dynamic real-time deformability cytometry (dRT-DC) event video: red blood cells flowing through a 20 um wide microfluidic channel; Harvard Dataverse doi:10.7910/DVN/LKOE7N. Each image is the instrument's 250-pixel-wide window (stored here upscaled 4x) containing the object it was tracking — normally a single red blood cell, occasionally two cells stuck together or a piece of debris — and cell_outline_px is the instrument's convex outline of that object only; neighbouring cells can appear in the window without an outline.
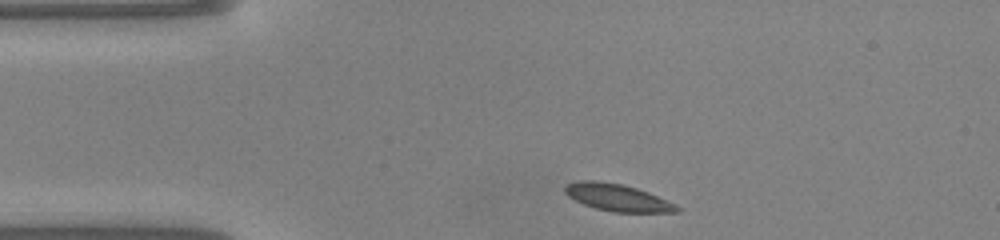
{"species": "common noctule bat (a hibernating species)", "species_latin": "Nyctalus noctula", "temperature_condition": "warm", "stored_images_in_passage": 41, "camera_frame_rate_fps": 3000, "um_per_image_px": 0.085, "animal": {"sex": "male", "body_mass_g": 20.0, "forearm_length_mm": 53.3}, "frame": {"image": 1, "passage_image": 1, "time_ms": 0.0, "image_size_px": [1000, 240], "cell_outline_px": [[680, 212], [612, 212], [596, 208], [584, 204], [568, 196], [564, 192], [564, 188], [568, 184], [580, 180], [596, 180], [624, 184], [648, 192], [676, 204], [680, 208]], "centroid_in_image_um": [52.49, 16.79], "position_along_channel_um": 32.5, "area_um2": 17.63}}
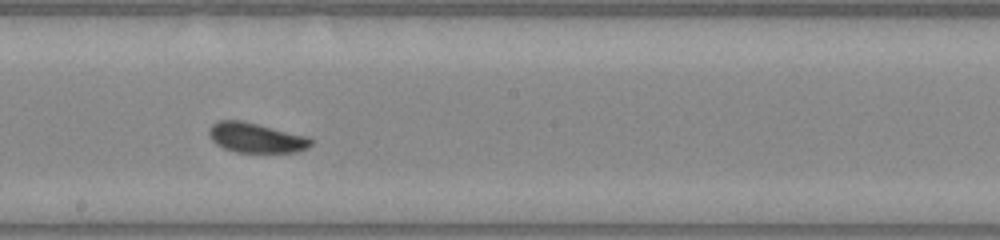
{"frame": {"image": 2, "passage_image": 18, "time_ms": 5.667, "image_size_px": [1000, 240], "cell_outline_px": [[312, 144], [308, 148], [296, 152], [236, 152], [224, 148], [216, 144], [212, 140], [208, 132], [208, 128], [216, 120], [240, 120], [308, 136], [312, 140]], "centroid_in_image_um": [21.74, 11.7], "position_along_channel_um": 226.5, "area_um2": 17.74}}
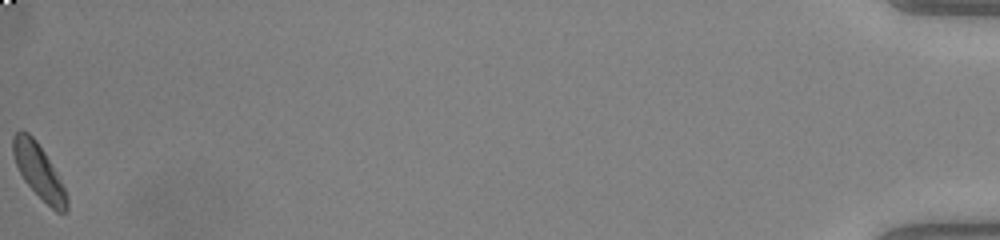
{"frame": {"image": 3, "passage_image": 41, "time_ms": 13.333, "image_size_px": [1000, 240], "cell_outline_px": [[68, 208], [64, 212], [56, 212], [24, 180], [16, 164], [12, 152], [12, 136], [20, 128], [28, 132], [36, 140], [44, 152], [60, 180], [68, 196]], "centroid_in_image_um": [3.27, 14.51], "position_along_channel_um": 431.9, "area_um2": 16.65}, "authors_computed_cell_mechanics": {"area_um2": 17.3978, "velocity_mm_per_s": 4.0878, "shape_relaxation_time_tau1_ms": 2.3638, "shape_relaxation_time_tau2_ms": 3.2742, "deformation_change_tau1": 0.1073, "deformation_change_tau2": 0.0736}}